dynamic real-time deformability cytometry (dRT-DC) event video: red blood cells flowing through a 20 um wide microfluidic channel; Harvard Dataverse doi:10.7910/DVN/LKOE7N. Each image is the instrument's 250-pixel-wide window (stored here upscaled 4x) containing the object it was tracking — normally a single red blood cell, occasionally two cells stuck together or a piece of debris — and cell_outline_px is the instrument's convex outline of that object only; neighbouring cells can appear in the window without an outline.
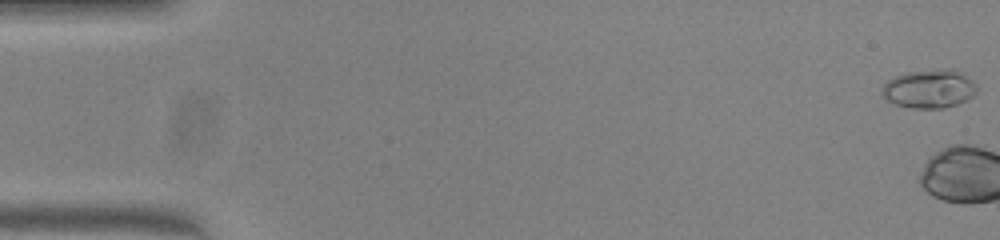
{"species": "common noctule bat (a hibernating species)", "species_latin": "Nyctalus noctula", "temperature_condition": "warm", "stored_images_in_passage": 3, "camera_frame_rate_fps": 3000, "um_per_image_px": 0.085, "animal": {"sex": "female", "body_mass_g": 23.0, "forearm_length_mm": 53.4}, "frame": {"image": 1, "passage_image": 1, "time_ms": 0.0, "image_size_px": [1000, 240], "cell_outline_px": [[976, 92], [972, 96], [956, 104], [944, 108], [912, 108], [896, 104], [888, 100], [880, 92], [880, 88], [888, 80], [896, 76], [908, 72], [948, 68], [956, 68], [972, 80], [976, 84]], "centroid_in_image_um": [78.99, 7.53], "position_along_channel_um": 6.0, "area_um2": 21.27}}